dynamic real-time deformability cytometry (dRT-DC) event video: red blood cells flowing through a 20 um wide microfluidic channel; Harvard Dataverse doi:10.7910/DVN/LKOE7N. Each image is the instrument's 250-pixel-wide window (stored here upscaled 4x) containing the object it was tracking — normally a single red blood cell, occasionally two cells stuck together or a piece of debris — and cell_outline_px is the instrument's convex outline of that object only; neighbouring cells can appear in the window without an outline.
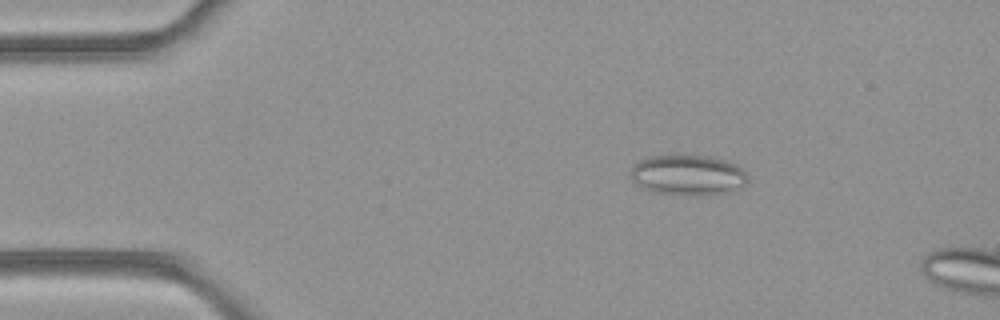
{"species": "common noctule bat (a hibernating species)", "species_latin": "Nyctalus noctula", "temperature_condition": "room temperature", "stored_images_in_passage": 10, "camera_frame_rate_fps": 3000, "um_per_image_px": 0.085, "animal": {"sex": "female", "body_mass_g": 21.9}, "frame": {"image": 1, "passage_image": 7, "time_ms": 2.0, "image_size_px": [1000, 320], "cell_outline_px": [[748, 180], [740, 188], [732, 192], [696, 196], [660, 192], [644, 188], [636, 184], [632, 180], [632, 164], [644, 156], [708, 156], [724, 160], [736, 164], [744, 172]], "centroid_in_image_um": [58.47, 14.88], "position_along_channel_um": 26.5, "area_um2": 27.4}}